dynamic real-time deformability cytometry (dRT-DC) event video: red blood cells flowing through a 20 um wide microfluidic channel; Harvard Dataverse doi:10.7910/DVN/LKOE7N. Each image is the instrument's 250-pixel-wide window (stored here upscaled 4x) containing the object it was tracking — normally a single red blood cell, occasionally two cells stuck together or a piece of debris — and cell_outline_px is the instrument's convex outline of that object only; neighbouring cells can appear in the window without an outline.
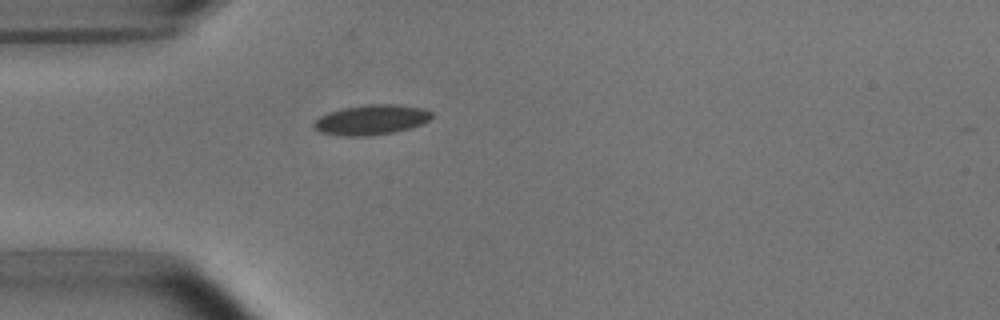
{"species": "common noctule bat (a hibernating species)", "species_latin": "Nyctalus noctula", "temperature_condition": "room temperature", "stored_images_in_passage": 1, "camera_frame_rate_fps": 3000, "um_per_image_px": 0.085, "animal": {"sex": "male", "body_mass_g": 15.6}, "frame": {"image": 1, "passage_image": 1, "time_ms": 0.0, "image_size_px": [1000, 320], "cell_outline_px": [[432, 116], [424, 124], [396, 132], [368, 136], [344, 136], [320, 132], [312, 124], [320, 116], [328, 112], [344, 108], [368, 104], [396, 104], [420, 108], [432, 112]], "centroid_in_image_um": [31.57, 10.19], "position_along_channel_um": 53.4, "area_um2": 20.58}}